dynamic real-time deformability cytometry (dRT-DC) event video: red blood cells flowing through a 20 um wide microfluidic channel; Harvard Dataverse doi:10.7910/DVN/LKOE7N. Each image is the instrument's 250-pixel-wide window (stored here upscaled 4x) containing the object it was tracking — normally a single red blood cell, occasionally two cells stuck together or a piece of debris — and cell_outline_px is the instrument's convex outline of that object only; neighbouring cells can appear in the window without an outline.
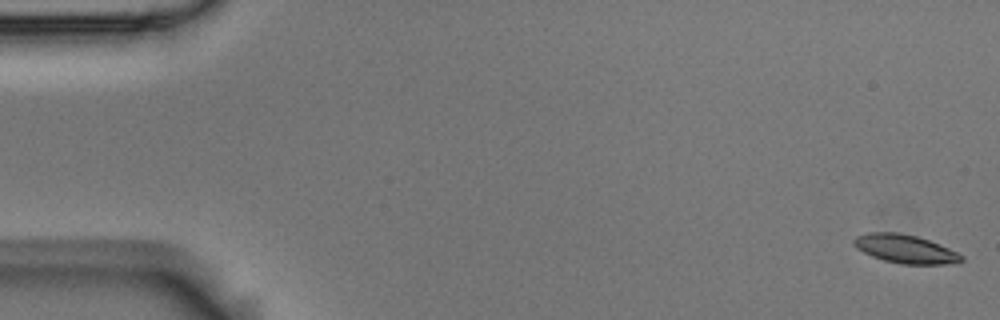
{"species": "Egyptian fruit bat (a non-hibernating species)", "species_latin": "Rousettus aegyptiacus", "temperature_condition": "room temperature", "stored_images_in_passage": 5, "camera_frame_rate_fps": 3000, "um_per_image_px": 0.085, "animal": {"sex": "male"}, "frame": {"image": 1, "passage_image": 1, "time_ms": 0.0, "image_size_px": [1000, 320], "cell_outline_px": [[964, 260], [944, 264], [900, 264], [884, 260], [872, 256], [856, 248], [852, 240], [856, 236], [868, 232], [900, 232], [916, 236], [940, 244], [964, 256]], "centroid_in_image_um": [76.92, 21.15], "position_along_channel_um": 8.1, "area_um2": 17.8}}
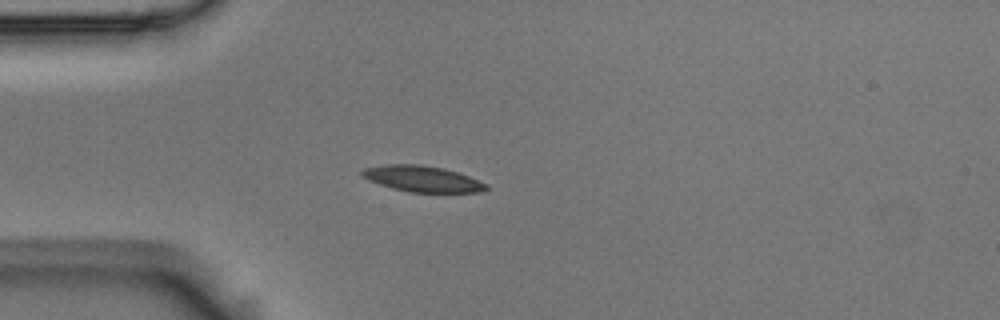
{"frame": {"image": 2, "passage_image": 5, "time_ms": 1.333, "image_size_px": [1000, 320], "cell_outline_px": [[488, 188], [480, 192], [408, 192], [392, 188], [368, 180], [360, 176], [360, 172], [364, 168], [388, 164], [420, 164], [444, 168], [468, 176], [488, 184]], "centroid_in_image_um": [35.87, 15.19], "position_along_channel_um": 49.1, "area_um2": 18.79}}